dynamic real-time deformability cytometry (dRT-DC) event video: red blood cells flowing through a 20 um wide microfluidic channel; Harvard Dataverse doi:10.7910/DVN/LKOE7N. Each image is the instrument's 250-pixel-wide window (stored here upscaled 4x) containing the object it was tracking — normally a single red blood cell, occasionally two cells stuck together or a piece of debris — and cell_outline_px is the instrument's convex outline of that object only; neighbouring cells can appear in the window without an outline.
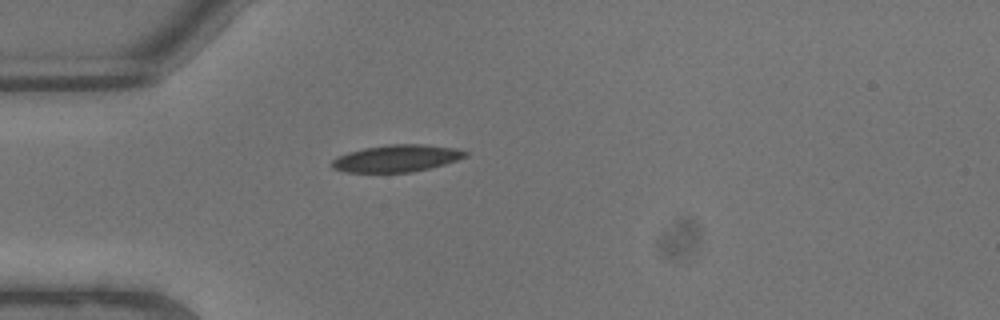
{"species": "common noctule bat (a hibernating species)", "species_latin": "Nyctalus noctula", "temperature_condition": "warm", "stored_images_in_passage": 4, "camera_frame_rate_fps": 3000, "um_per_image_px": 0.085, "animal": {"sex": "male", "body_mass_g": 13.3}, "frame": {"image": 1, "passage_image": 1, "time_ms": 0.0, "image_size_px": [1000, 320], "cell_outline_px": [[468, 156], [444, 164], [412, 172], [344, 172], [332, 168], [332, 160], [348, 152], [364, 148], [388, 144], [424, 144], [456, 148], [468, 152]], "centroid_in_image_um": [33.73, 13.45], "position_along_channel_um": 51.3, "area_um2": 20.92}}
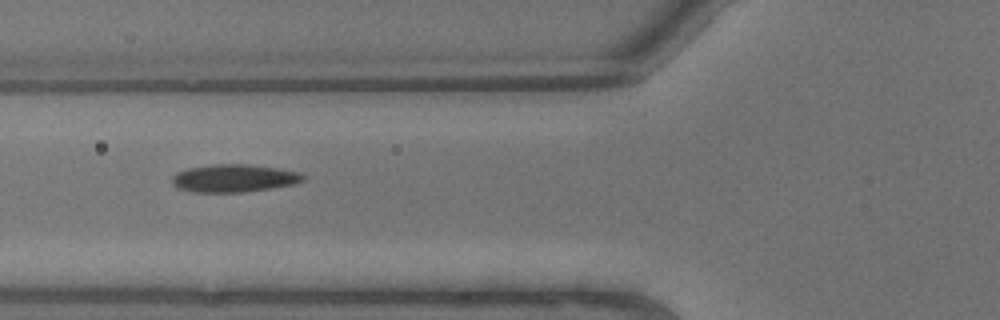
{"frame": {"image": 2, "passage_image": 3, "time_ms": 0.667, "image_size_px": [1000, 320], "cell_outline_px": [[304, 180], [292, 184], [244, 192], [192, 192], [176, 188], [172, 184], [172, 176], [176, 172], [188, 168], [212, 164], [248, 164], [276, 168], [300, 172], [304, 176]], "centroid_in_image_um": [19.82, 15.14], "position_along_channel_um": 106.0, "area_um2": 21.15}}
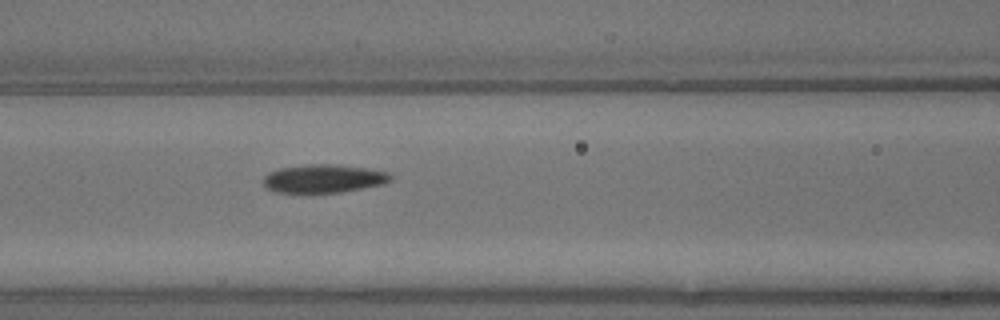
{"frame": {"image": 3, "passage_image": 4, "time_ms": 1.0, "image_size_px": [1000, 320], "cell_outline_px": [[392, 180], [384, 184], [340, 192], [276, 192], [268, 188], [264, 184], [264, 176], [268, 172], [280, 168], [312, 164], [332, 164], [364, 168], [388, 172], [392, 176]], "centroid_in_image_um": [27.52, 15.17], "position_along_channel_um": 139.1, "area_um2": 20.69}}